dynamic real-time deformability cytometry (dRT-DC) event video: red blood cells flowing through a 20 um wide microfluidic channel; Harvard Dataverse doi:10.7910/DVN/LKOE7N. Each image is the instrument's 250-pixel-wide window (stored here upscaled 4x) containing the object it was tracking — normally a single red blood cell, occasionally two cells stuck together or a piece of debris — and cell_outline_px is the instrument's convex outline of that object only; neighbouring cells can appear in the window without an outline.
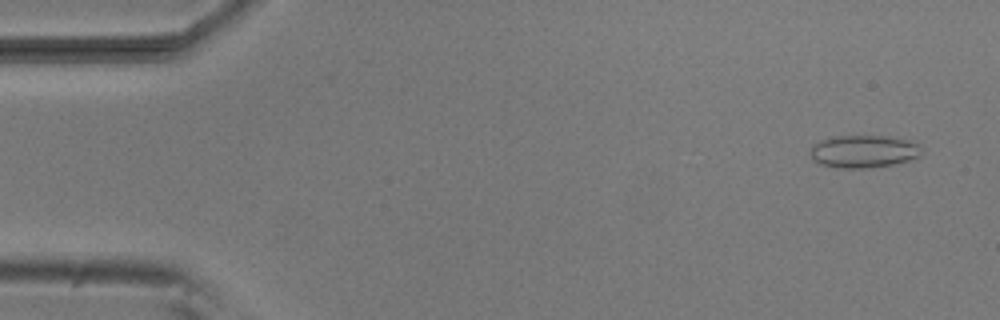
{"species": "common noctule bat (a hibernating species)", "species_latin": "Nyctalus noctula", "temperature_condition": "room temperature", "stored_images_in_passage": 52, "camera_frame_rate_fps": 3000, "um_per_image_px": 0.085, "animal": {"sex": "male", "body_mass_g": 20.5, "forearm_length_mm": 52.5}, "frame": {"image": 1, "passage_image": 2, "time_ms": 0.333, "image_size_px": [1000, 320], "cell_outline_px": [[920, 156], [908, 160], [892, 164], [868, 168], [836, 168], [820, 164], [812, 160], [808, 152], [812, 144], [832, 136], [888, 136], [908, 140], [916, 144]], "centroid_in_image_um": [73.29, 12.87], "position_along_channel_um": 11.7, "area_um2": 21.1}}
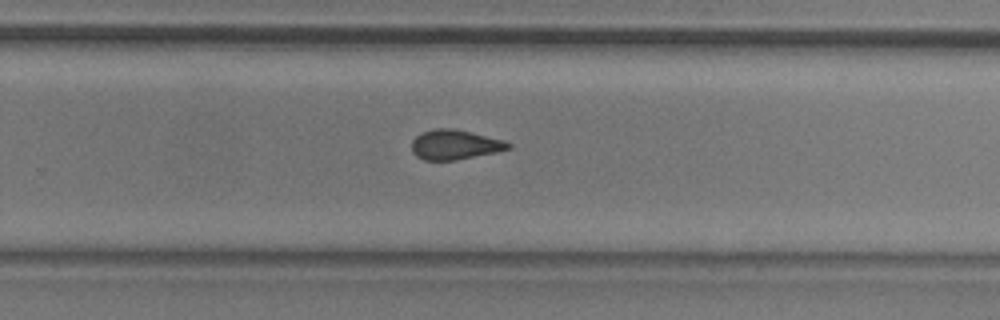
{"frame": {"image": 2, "passage_image": 33, "time_ms": 10.667, "image_size_px": [1000, 320], "cell_outline_px": [[512, 148], [496, 152], [456, 160], [424, 160], [416, 156], [412, 152], [412, 140], [420, 132], [432, 128], [452, 128], [504, 140], [512, 144]], "centroid_in_image_um": [38.64, 12.29], "position_along_channel_um": 291.2, "area_um2": 16.82}}
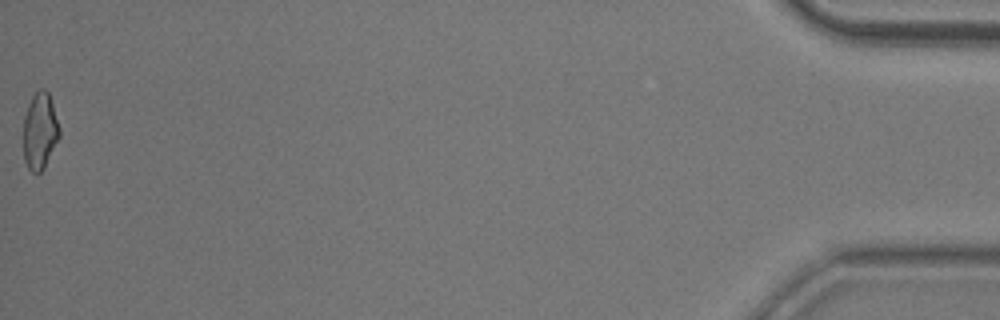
{"frame": {"image": 3, "passage_image": 52, "time_ms": 17.0, "image_size_px": [1000, 320], "cell_outline_px": [[60, 136], [44, 168], [36, 176], [28, 168], [24, 160], [24, 116], [28, 104], [32, 96], [40, 88], [44, 88], [48, 92], [60, 128]], "centroid_in_image_um": [3.39, 11.16], "position_along_channel_um": 431.8, "area_um2": 16.13}, "authors_computed_cell_mechanics": {"area_um2": 17.051, "velocity_mm_per_s": 3.8151, "shape_relaxation_time_tau1_ms": null, "shape_relaxation_time_tau2_ms": 2.3256, "deformation_change_tau1": null, "deformation_change_tau2": 0.089}}